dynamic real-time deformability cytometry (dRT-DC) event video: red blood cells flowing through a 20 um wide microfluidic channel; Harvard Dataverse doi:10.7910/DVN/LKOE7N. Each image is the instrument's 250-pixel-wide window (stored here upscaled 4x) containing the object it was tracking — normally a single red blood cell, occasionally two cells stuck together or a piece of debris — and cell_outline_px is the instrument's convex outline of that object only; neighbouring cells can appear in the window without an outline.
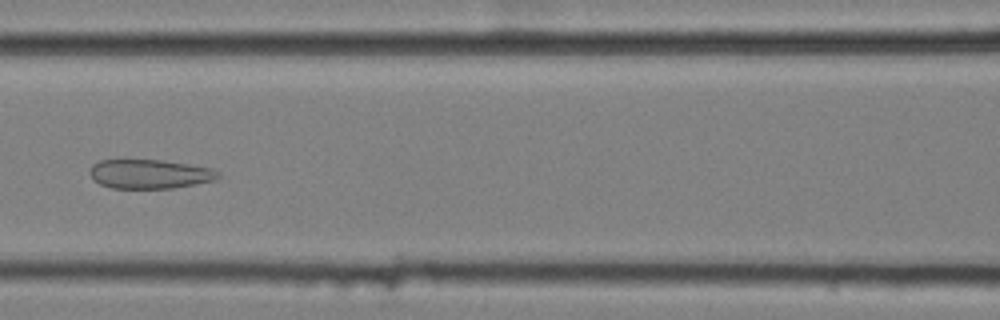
{"species": "common noctule bat (a hibernating species)", "species_latin": "Nyctalus noctula", "temperature_condition": "cold", "stored_images_in_passage": 10, "camera_frame_rate_fps": 3000, "um_per_image_px": 0.085, "animal": {"sex": "female", "body_mass_g": 25.1}, "frame": {"image": 1, "passage_image": 7, "time_ms": 2.0, "image_size_px": [1000, 320], "cell_outline_px": [[220, 176], [216, 180], [172, 188], [112, 188], [100, 184], [88, 172], [92, 164], [100, 160], [160, 160], [212, 168], [220, 172]], "centroid_in_image_um": [12.73, 14.79], "position_along_channel_um": 153.9, "area_um2": 21.68}}
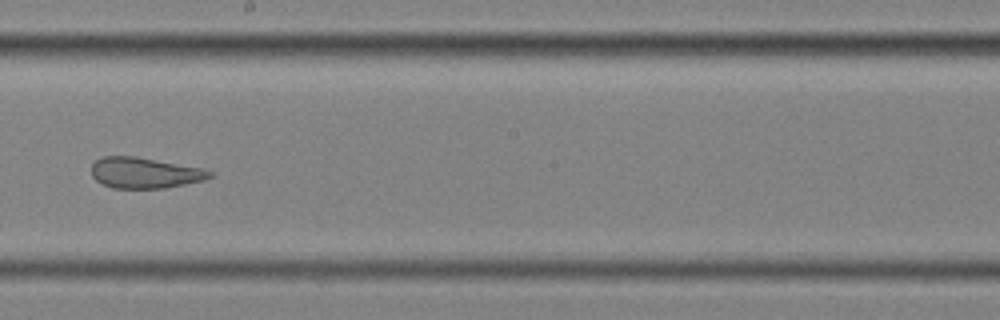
{"frame": {"image": 2, "passage_image": 9, "time_ms": 2.667, "image_size_px": [1000, 320], "cell_outline_px": [[216, 176], [204, 180], [164, 188], [112, 188], [96, 180], [92, 176], [92, 164], [100, 156], [136, 156], [204, 168], [212, 172]], "centroid_in_image_um": [12.33, 14.68], "position_along_channel_um": 235.9, "area_um2": 21.39}}
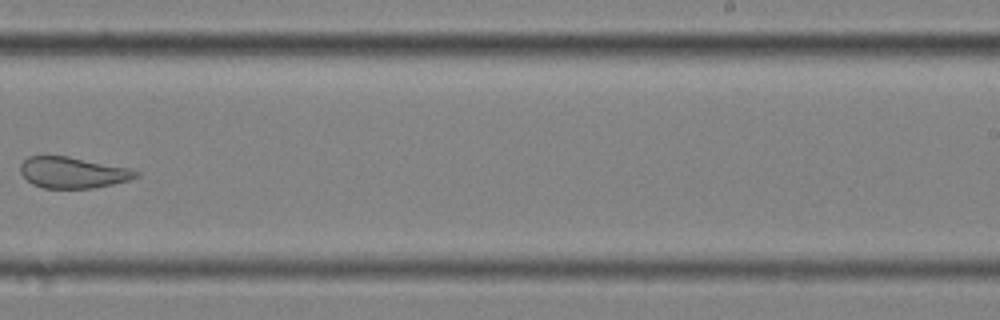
{"frame": {"image": 3, "passage_image": 10, "time_ms": 3.0, "image_size_px": [1000, 320], "cell_outline_px": [[140, 176], [128, 180], [112, 184], [92, 188], [44, 188], [32, 184], [20, 172], [20, 164], [28, 156], [68, 156], [132, 168], [140, 172]], "centroid_in_image_um": [6.22, 14.66], "position_along_channel_um": 282.8, "area_um2": 21.04}}